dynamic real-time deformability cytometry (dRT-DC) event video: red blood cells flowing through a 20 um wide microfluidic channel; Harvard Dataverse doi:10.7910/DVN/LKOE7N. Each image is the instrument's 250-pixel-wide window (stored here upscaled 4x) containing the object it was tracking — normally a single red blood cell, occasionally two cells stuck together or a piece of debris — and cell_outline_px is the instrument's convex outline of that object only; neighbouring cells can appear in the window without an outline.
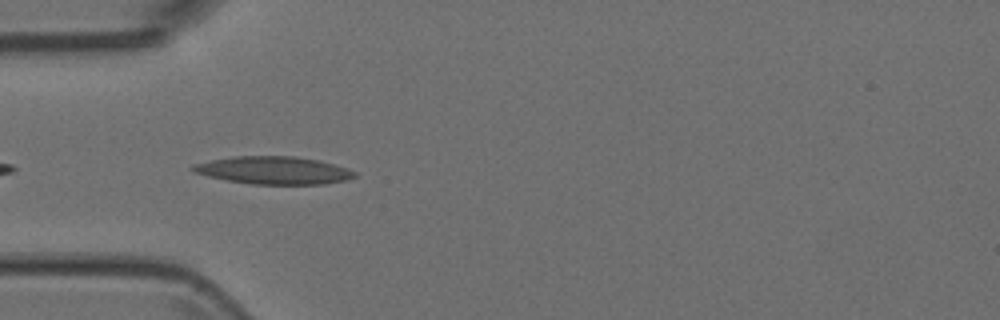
{"species": "Egyptian fruit bat (a non-hibernating species)", "species_latin": "Rousettus aegyptiacus", "temperature_condition": "room temperature", "stored_images_in_passage": 2, "camera_frame_rate_fps": 3000, "um_per_image_px": 0.085, "animal": {"sex": "female"}, "frame": {"image": 1, "passage_image": 1, "time_ms": 0.0, "image_size_px": [1000, 320], "cell_outline_px": [[356, 176], [348, 180], [324, 184], [252, 184], [228, 180], [208, 176], [192, 172], [188, 168], [192, 164], [232, 156], [296, 156], [320, 160], [348, 168], [356, 172]], "centroid_in_image_um": [23.26, 14.47], "position_along_channel_um": 61.7, "area_um2": 26.3}}
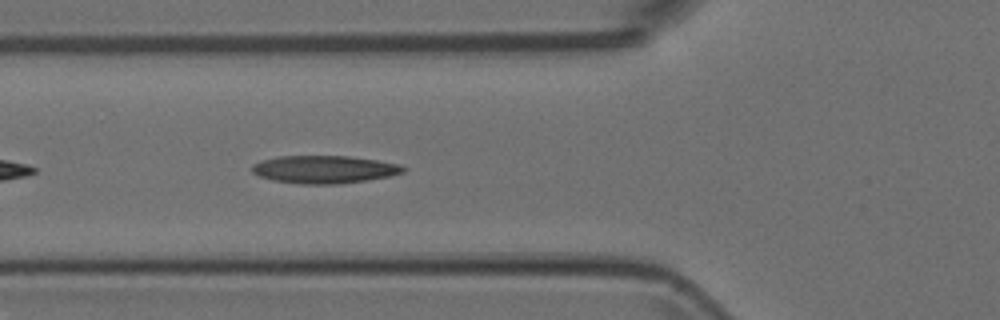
{"frame": {"image": 2, "passage_image": 2, "time_ms": 0.333, "image_size_px": [1000, 320], "cell_outline_px": [[408, 168], [404, 172], [388, 176], [364, 180], [336, 184], [300, 184], [272, 180], [260, 176], [252, 172], [252, 164], [260, 160], [280, 156], [348, 156], [376, 160], [400, 164]], "centroid_in_image_um": [27.54, 14.39], "position_along_channel_um": 98.3, "area_um2": 24.39}}